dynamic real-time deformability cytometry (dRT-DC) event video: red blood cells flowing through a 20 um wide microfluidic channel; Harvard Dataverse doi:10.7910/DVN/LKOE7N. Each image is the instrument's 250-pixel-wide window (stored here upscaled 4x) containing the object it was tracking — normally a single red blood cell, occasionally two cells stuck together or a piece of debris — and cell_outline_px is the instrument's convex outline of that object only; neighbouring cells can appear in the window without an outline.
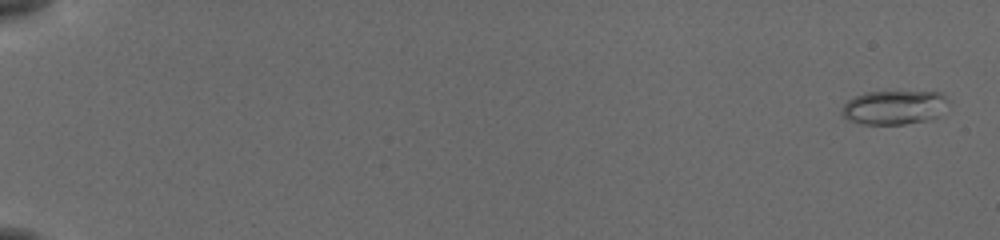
{"species": "common noctule bat (a hibernating species)", "species_latin": "Nyctalus noctula", "temperature_condition": "cold", "stored_images_in_passage": 56, "camera_frame_rate_fps": 3000, "um_per_image_px": 0.085, "animal": {"sex": "female", "body_mass_g": 19.5, "forearm_length_mm": 54.1}, "frame": {"image": 1, "passage_image": 2, "time_ms": 0.333, "image_size_px": [1000, 240], "cell_outline_px": [[952, 100], [936, 116], [928, 120], [904, 124], [860, 124], [848, 120], [840, 112], [840, 108], [848, 100], [864, 92], [940, 92]], "centroid_in_image_um": [75.99, 9.13], "position_along_channel_um": 9.0, "area_um2": 21.21}}
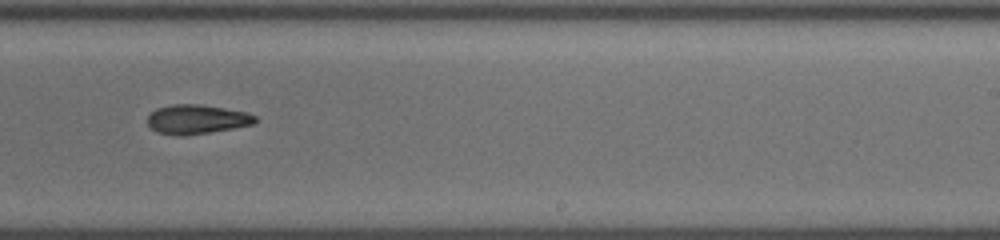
{"frame": {"image": 2, "passage_image": 38, "time_ms": 12.333, "image_size_px": [1000, 240], "cell_outline_px": [[256, 120], [252, 124], [236, 128], [212, 132], [184, 136], [176, 136], [156, 132], [148, 124], [148, 116], [156, 108], [172, 104], [200, 104], [248, 112], [256, 116]], "centroid_in_image_um": [16.72, 10.15], "position_along_channel_um": 272.3, "area_um2": 18.55}}
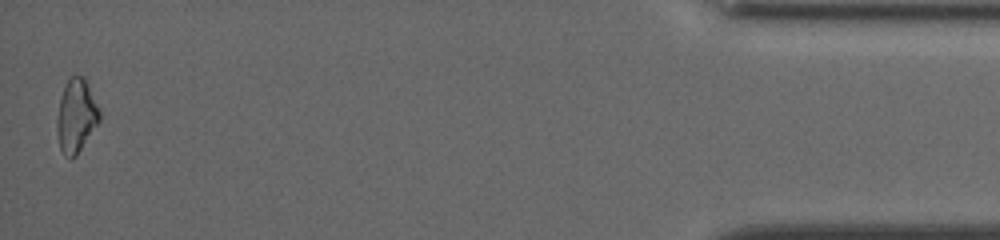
{"frame": {"image": 3, "passage_image": 56, "time_ms": 18.333, "image_size_px": [1000, 240], "cell_outline_px": [[100, 120], [76, 156], [64, 156], [60, 148], [56, 128], [56, 120], [60, 100], [64, 84], [72, 76], [84, 76], [100, 108]], "centroid_in_image_um": [6.48, 9.82], "position_along_channel_um": 428.7, "area_um2": 18.15}}